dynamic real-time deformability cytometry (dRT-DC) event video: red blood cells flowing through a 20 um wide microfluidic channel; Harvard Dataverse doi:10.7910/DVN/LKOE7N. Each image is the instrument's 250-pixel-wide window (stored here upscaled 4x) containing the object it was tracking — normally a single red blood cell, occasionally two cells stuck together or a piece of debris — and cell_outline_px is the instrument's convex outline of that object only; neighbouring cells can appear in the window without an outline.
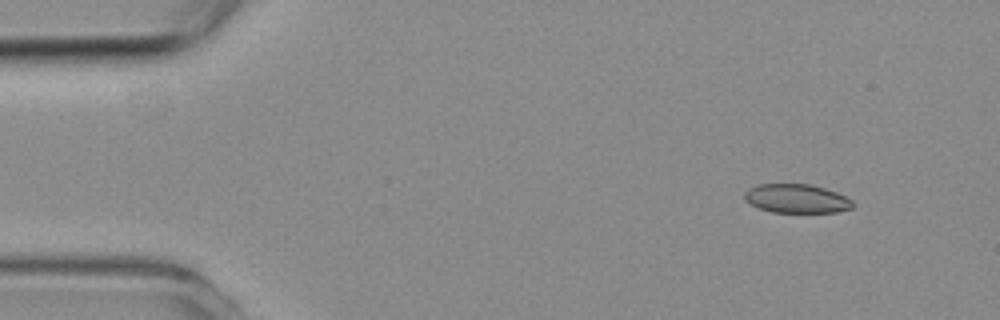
{"species": "common noctule bat (a hibernating species)", "species_latin": "Nyctalus noctula", "temperature_condition": "room temperature", "stored_images_in_passage": 5, "camera_frame_rate_fps": 3000, "um_per_image_px": 0.085, "animal": {"sex": "female", "body_mass_g": 19.3, "forearm_length_mm": 54.1}, "frame": {"image": 1, "passage_image": 1, "time_ms": 0.0, "image_size_px": [1000, 320], "cell_outline_px": [[852, 208], [836, 212], [772, 212], [760, 208], [744, 200], [744, 192], [748, 188], [756, 184], [812, 184], [836, 192], [852, 200]], "centroid_in_image_um": [67.68, 16.87], "position_along_channel_um": 17.3, "area_um2": 18.15}}